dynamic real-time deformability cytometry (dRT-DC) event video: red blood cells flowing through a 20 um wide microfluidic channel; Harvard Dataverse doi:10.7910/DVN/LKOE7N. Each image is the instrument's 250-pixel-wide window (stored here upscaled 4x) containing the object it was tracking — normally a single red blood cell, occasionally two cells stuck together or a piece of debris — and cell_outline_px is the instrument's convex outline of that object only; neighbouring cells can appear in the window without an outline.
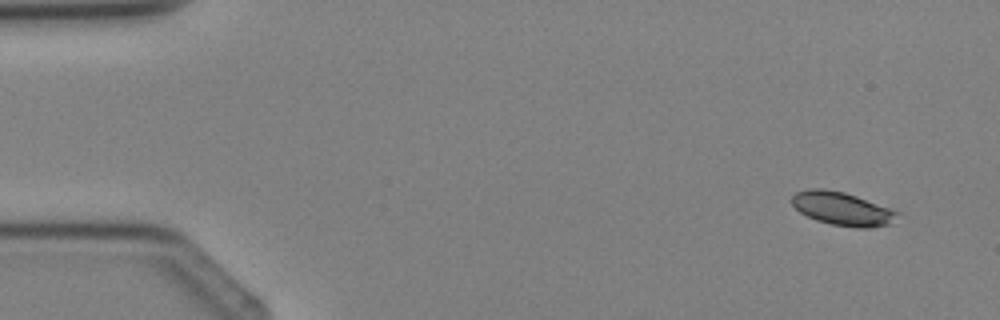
{"species": "Egyptian fruit bat (a non-hibernating species)", "species_latin": "Rousettus aegyptiacus", "temperature_condition": "cold", "stored_images_in_passage": 3, "camera_frame_rate_fps": 3000, "um_per_image_px": 0.085, "animal": {"sex": "female"}, "frame": {"image": 1, "passage_image": 1, "time_ms": 0.0, "image_size_px": [1000, 320], "cell_outline_px": [[900, 212], [892, 224], [872, 228], [856, 228], [832, 224], [816, 220], [800, 212], [792, 204], [792, 196], [796, 192], [808, 188], [824, 188], [844, 192], [856, 196]], "centroid_in_image_um": [71.6, 17.74], "position_along_channel_um": 13.4, "area_um2": 20.52}}